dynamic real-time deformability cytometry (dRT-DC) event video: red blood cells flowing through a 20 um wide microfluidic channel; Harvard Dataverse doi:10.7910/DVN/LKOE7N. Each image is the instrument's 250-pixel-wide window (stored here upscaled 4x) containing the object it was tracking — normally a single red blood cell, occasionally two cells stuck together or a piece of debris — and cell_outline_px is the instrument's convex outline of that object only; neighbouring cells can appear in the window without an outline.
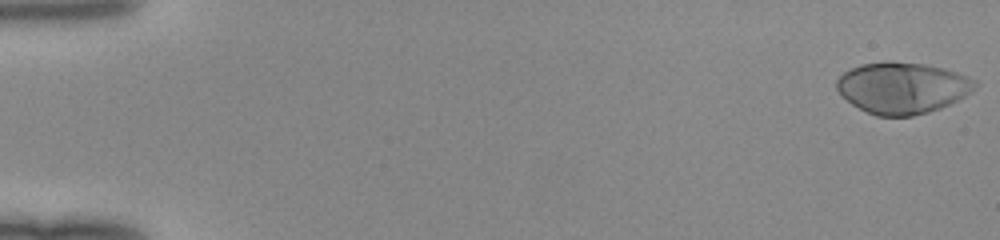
{"species": "human", "species_latin": "Homo sapiens", "temperature_condition": "room temperature", "stored_images_in_passage": 50, "camera_frame_rate_fps": 3000, "um_per_image_px": 0.085, "donor": {"sex": "female"}, "frame": {"image": 1, "passage_image": 1, "time_ms": 0.0, "image_size_px": [1000, 240], "cell_outline_px": [[980, 84], [972, 92], [940, 108], [928, 112], [912, 116], [876, 116], [852, 104], [836, 88], [836, 80], [844, 72], [860, 64], [888, 60], [924, 64], [944, 68], [968, 76], [976, 80]], "centroid_in_image_um": [76.72, 7.45], "position_along_channel_um": 8.3, "area_um2": 41.44}}
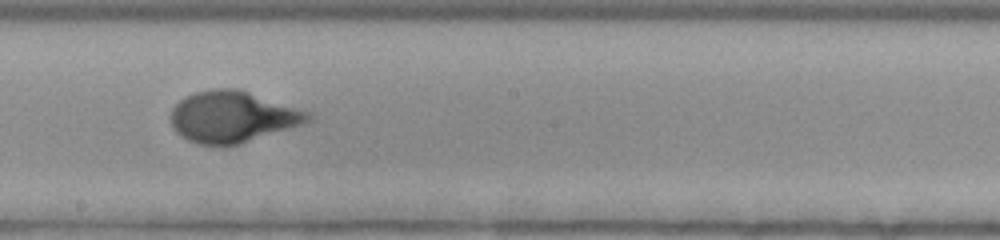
{"frame": {"image": 2, "passage_image": 29, "time_ms": 9.333, "image_size_px": [1000, 240], "cell_outline_px": [[316, 120], [304, 124], [240, 144], [200, 144], [188, 140], [180, 136], [172, 128], [172, 108], [184, 96], [196, 92], [212, 88], [236, 88], [312, 112], [316, 116]], "centroid_in_image_um": [19.83, 9.92], "position_along_channel_um": 228.4, "area_um2": 41.21}}
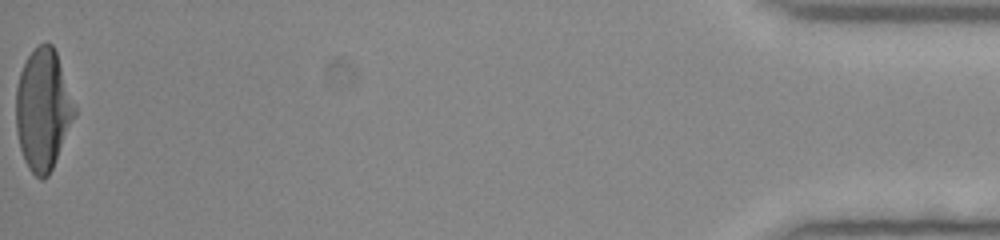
{"frame": {"image": 3, "passage_image": 50, "time_ms": 16.333, "image_size_px": [1000, 240], "cell_outline_px": [[76, 116], [52, 168], [48, 176], [44, 180], [40, 180], [28, 168], [24, 160], [20, 148], [16, 132], [16, 88], [20, 72], [28, 56], [40, 44], [52, 44], [56, 52], [76, 108]], "centroid_in_image_um": [3.65, 9.36], "position_along_channel_um": 431.6, "area_um2": 41.15}}